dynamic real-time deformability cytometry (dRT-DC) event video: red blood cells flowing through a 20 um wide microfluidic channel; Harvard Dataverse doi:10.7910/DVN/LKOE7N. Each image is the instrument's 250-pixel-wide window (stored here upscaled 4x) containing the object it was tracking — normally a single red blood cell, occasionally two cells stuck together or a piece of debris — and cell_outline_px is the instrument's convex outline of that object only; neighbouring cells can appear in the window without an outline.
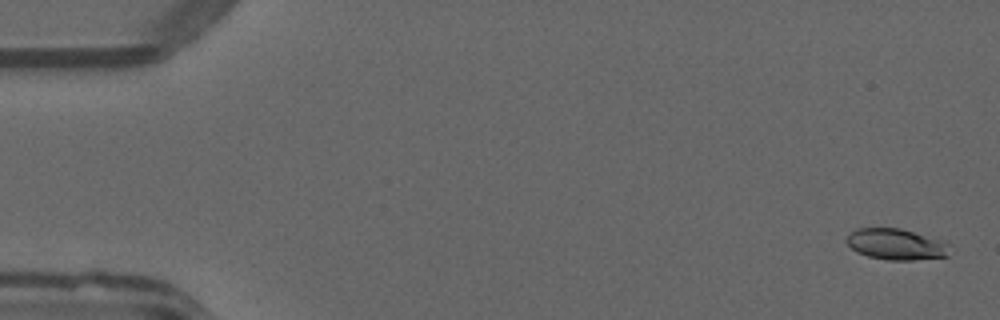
{"species": "common noctule bat (a hibernating species)", "species_latin": "Nyctalus noctula", "temperature_condition": "warm", "stored_images_in_passage": 49, "camera_frame_rate_fps": 3000, "um_per_image_px": 0.085, "animal": {"sex": "male", "forearm_length_mm": 52.5}, "frame": {"image": 1, "passage_image": 1, "time_ms": 0.0, "image_size_px": [1000, 320], "cell_outline_px": [[952, 244], [948, 256], [916, 260], [888, 260], [868, 256], [856, 252], [844, 240], [856, 228], [900, 228], [948, 240]], "centroid_in_image_um": [76.27, 20.76], "position_along_channel_um": 8.7, "area_um2": 19.19}}
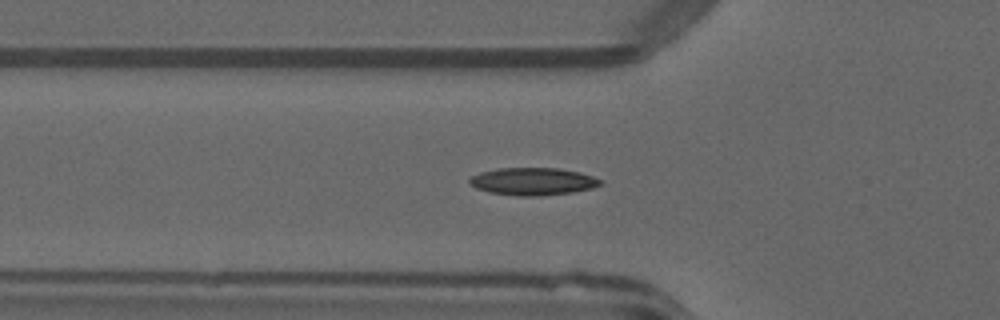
{"frame": {"image": 2, "passage_image": 17, "time_ms": 5.333, "image_size_px": [1000, 320], "cell_outline_px": [[600, 184], [592, 188], [572, 192], [540, 196], [516, 196], [488, 192], [476, 188], [468, 184], [468, 180], [472, 176], [480, 172], [500, 168], [556, 168], [580, 172], [592, 176], [600, 180]], "centroid_in_image_um": [45.24, 15.42], "position_along_channel_um": 80.6, "area_um2": 20.92}}
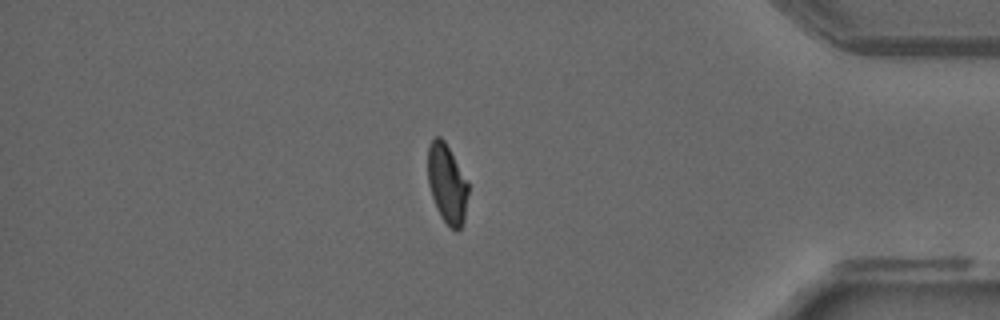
{"frame": {"image": 3, "passage_image": 43, "time_ms": 14.0, "image_size_px": [1000, 320], "cell_outline_px": [[468, 192], [464, 220], [460, 228], [456, 232], [440, 216], [436, 208], [428, 184], [428, 144], [432, 136], [440, 136], [444, 140], [468, 184]], "centroid_in_image_um": [37.97, 15.6], "position_along_channel_um": 397.2, "area_um2": 18.44}, "authors_computed_cell_mechanics": {"area_um2": 19.3052, "velocity_mm_per_s": 4.038, "shape_relaxation_time_tau1_ms": 4.5475, "shape_relaxation_time_tau2_ms": 1.3238, "deformation_change_tau1": 0.1658, "deformation_change_tau2": 0.0675}}